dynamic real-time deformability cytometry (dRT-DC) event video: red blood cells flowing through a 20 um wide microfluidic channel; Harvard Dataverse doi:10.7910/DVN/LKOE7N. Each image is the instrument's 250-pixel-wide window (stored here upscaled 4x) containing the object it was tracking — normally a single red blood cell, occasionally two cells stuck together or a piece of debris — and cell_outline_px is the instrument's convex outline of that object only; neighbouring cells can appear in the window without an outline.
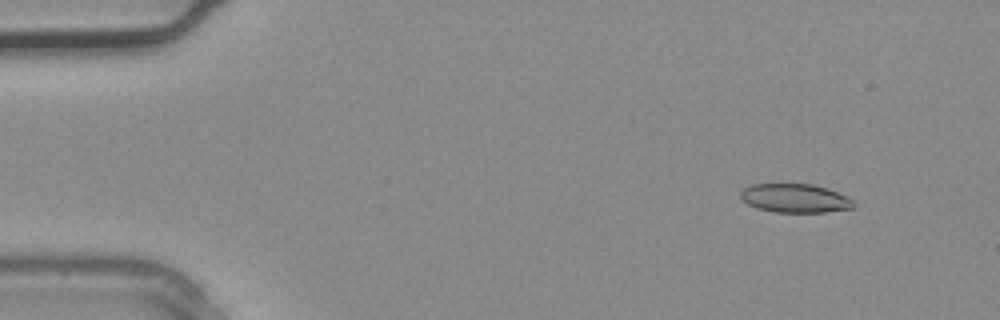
{"species": "common noctule bat (a hibernating species)", "species_latin": "Nyctalus noctula", "temperature_condition": "warm", "stored_images_in_passage": 3, "camera_frame_rate_fps": 3000, "um_per_image_px": 0.085, "animal": {"sex": "male", "body_mass_g": 20.4}, "frame": {"image": 1, "passage_image": 1, "time_ms": 0.0, "image_size_px": [1000, 320], "cell_outline_px": [[856, 204], [852, 208], [824, 212], [776, 212], [756, 208], [748, 204], [740, 196], [740, 192], [744, 188], [752, 184], [812, 184], [848, 196]], "centroid_in_image_um": [67.57, 16.85], "position_along_channel_um": 17.4, "area_um2": 18.79}}